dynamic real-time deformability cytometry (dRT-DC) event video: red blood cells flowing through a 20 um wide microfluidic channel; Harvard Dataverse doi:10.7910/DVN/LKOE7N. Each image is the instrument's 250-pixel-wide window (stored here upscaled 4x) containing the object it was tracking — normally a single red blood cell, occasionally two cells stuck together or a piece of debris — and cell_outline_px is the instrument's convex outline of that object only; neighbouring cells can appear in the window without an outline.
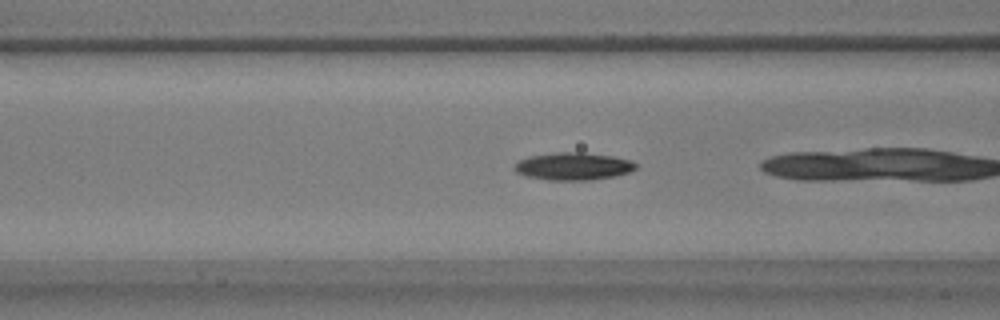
{"species": "common noctule bat (a hibernating species)", "species_latin": "Nyctalus noctula", "temperature_condition": "warm", "stored_images_in_passage": 51, "camera_frame_rate_fps": 3000, "um_per_image_px": 0.085, "animal": {"sex": "male", "body_mass_g": 17.9}, "frame": {"image": 1, "passage_image": 18, "time_ms": 5.667, "image_size_px": [1000, 320], "cell_outline_px": [[636, 168], [628, 172], [616, 176], [592, 180], [548, 180], [524, 176], [516, 172], [512, 168], [520, 160], [528, 156], [556, 152], [584, 152], [612, 156], [632, 160], [636, 164]], "centroid_in_image_um": [48.71, 14.13], "position_along_channel_um": 117.9, "area_um2": 19.65}}
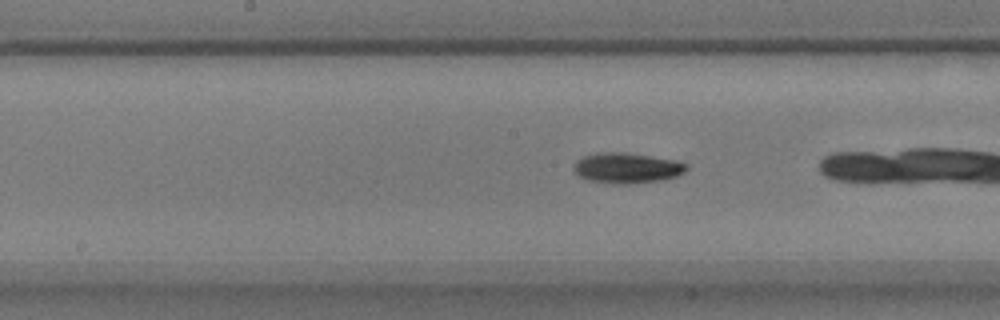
{"frame": {"image": 2, "passage_image": 24, "time_ms": 7.667, "image_size_px": [1000, 320], "cell_outline_px": [[688, 168], [684, 172], [676, 176], [660, 180], [628, 184], [612, 184], [588, 180], [580, 176], [572, 168], [584, 156], [600, 152], [624, 152], [652, 156], [676, 160], [688, 164]], "centroid_in_image_um": [53.32, 14.28], "position_along_channel_um": 194.9, "area_um2": 19.88}, "authors_computed_cell_mechanics": {"area_um2": 19.4208, "velocity_mm_per_s": 3.8421, "shape_relaxation_time_tau1_ms": 3.6152, "shape_relaxation_time_tau2_ms": 6.8772, "deformation_change_tau1": 0.1032, "deformation_change_tau2": 0.1214}}